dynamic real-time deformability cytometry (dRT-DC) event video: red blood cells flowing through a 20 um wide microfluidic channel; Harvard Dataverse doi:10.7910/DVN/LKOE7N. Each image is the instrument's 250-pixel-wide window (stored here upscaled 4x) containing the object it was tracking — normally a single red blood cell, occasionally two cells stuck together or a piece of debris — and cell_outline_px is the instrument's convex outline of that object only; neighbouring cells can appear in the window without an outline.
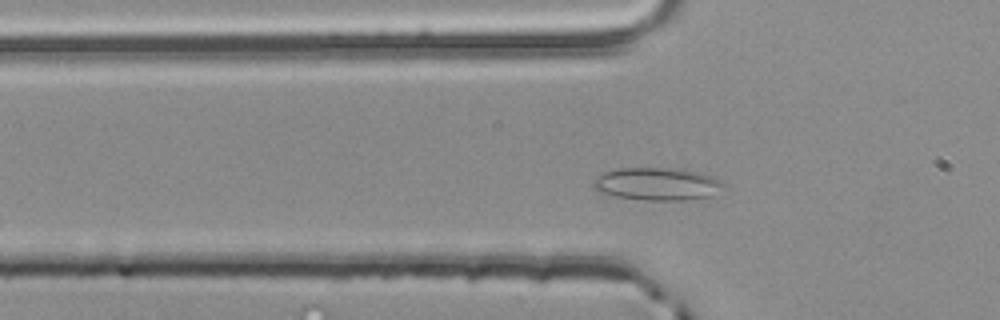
{"species": "common noctule bat (a hibernating species)", "species_latin": "Nyctalus noctula", "temperature_condition": "room temperature", "stored_images_in_passage": 38, "camera_frame_rate_fps": 3000, "um_per_image_px": 0.085, "animal": {"sex": "male", "body_mass_g": 20.4}, "frame": {"image": 1, "passage_image": 8, "time_ms": 2.333, "image_size_px": [1000, 320], "cell_outline_px": [[724, 184], [708, 196], [684, 200], [644, 200], [616, 196], [596, 192], [592, 188], [592, 180], [596, 176], [604, 172], [616, 168], [672, 168], [696, 172], [712, 176], [720, 180]], "centroid_in_image_um": [55.72, 15.63], "position_along_channel_um": 70.1, "area_um2": 24.62}}
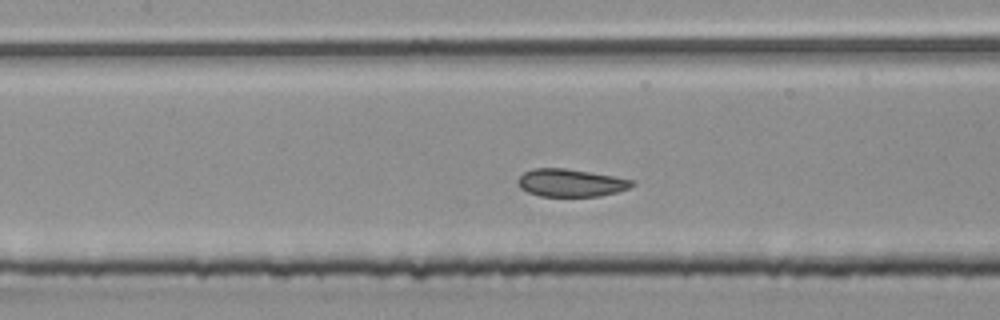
{"frame": {"image": 2, "passage_image": 15, "time_ms": 4.667, "image_size_px": [1000, 320], "cell_outline_px": [[636, 184], [628, 188], [616, 192], [600, 196], [540, 196], [528, 192], [520, 188], [516, 180], [524, 172], [532, 168], [564, 168], [612, 176], [632, 180]], "centroid_in_image_um": [48.47, 15.54], "position_along_channel_um": 158.9, "area_um2": 18.26}}
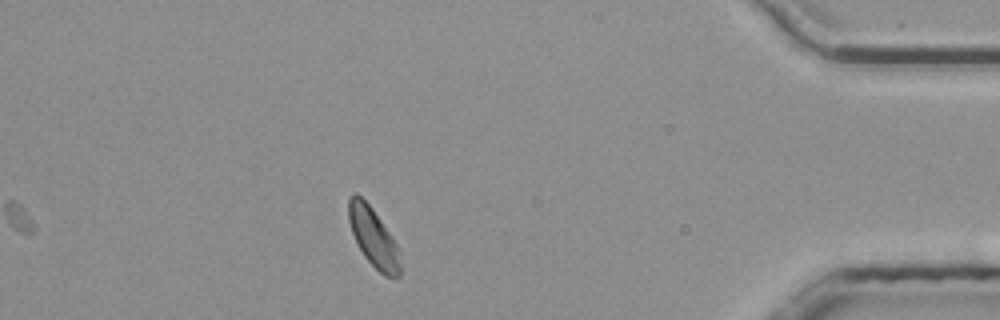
{"frame": {"image": 3, "passage_image": 38, "time_ms": 12.333, "image_size_px": [1000, 320], "cell_outline_px": [[400, 276], [384, 276], [364, 256], [356, 244], [348, 220], [348, 196], [352, 192], [356, 192], [372, 208], [392, 236], [400, 252]], "centroid_in_image_um": [31.71, 20.14], "position_along_channel_um": 403.5, "area_um2": 17.74}, "authors_computed_cell_mechanics": {"area_um2": 18.4382, "velocity_mm_per_s": 3.7997, "shape_relaxation_time_tau1_ms": 2.8502, "shape_relaxation_time_tau2_ms": null, "deformation_change_tau1": 0.048, "deformation_change_tau2": null}}